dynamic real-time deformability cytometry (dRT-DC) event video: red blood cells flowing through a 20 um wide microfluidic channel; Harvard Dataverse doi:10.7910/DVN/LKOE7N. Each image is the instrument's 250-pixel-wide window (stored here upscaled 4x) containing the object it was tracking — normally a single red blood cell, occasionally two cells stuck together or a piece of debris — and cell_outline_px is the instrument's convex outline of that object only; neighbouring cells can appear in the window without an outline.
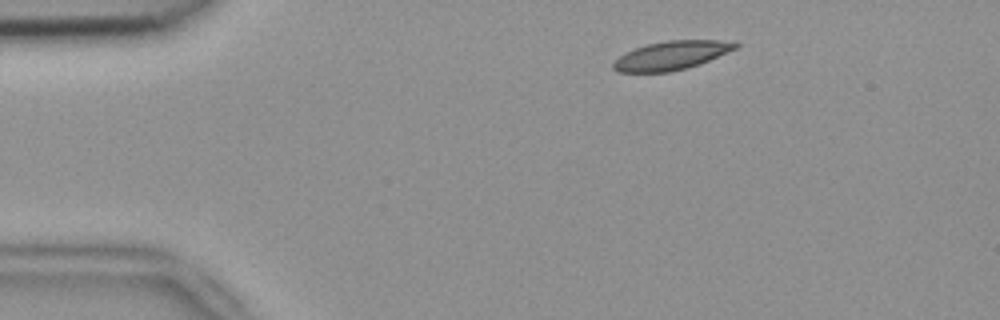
{"species": "common noctule bat (a hibernating species)", "species_latin": "Nyctalus noctula", "temperature_condition": "room temperature", "stored_images_in_passage": 46, "camera_frame_rate_fps": 3000, "um_per_image_px": 0.085, "animal": {"sex": "female", "body_mass_g": 18.4}, "frame": {"image": 1, "passage_image": 2, "time_ms": 0.333, "image_size_px": [1000, 320], "cell_outline_px": [[740, 44], [736, 48], [708, 60], [684, 68], [668, 72], [620, 72], [612, 68], [612, 64], [620, 56], [636, 48], [648, 44], [668, 40], [716, 40]], "centroid_in_image_um": [57.02, 4.71], "position_along_channel_um": 28.0, "area_um2": 19.77}}
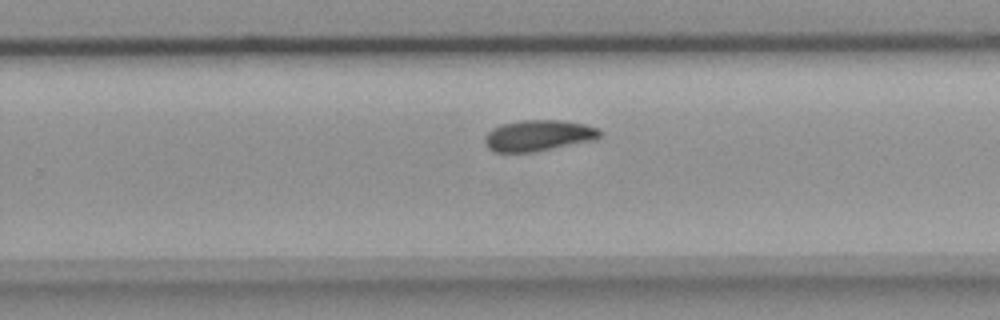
{"frame": {"image": 2, "passage_image": 27, "time_ms": 8.667, "image_size_px": [1000, 320], "cell_outline_px": [[600, 136], [596, 140], [532, 152], [492, 152], [484, 144], [484, 136], [492, 128], [500, 124], [520, 120], [560, 120], [584, 124], [596, 128], [600, 132]], "centroid_in_image_um": [45.71, 11.52], "position_along_channel_um": 284.1, "area_um2": 20.92}}
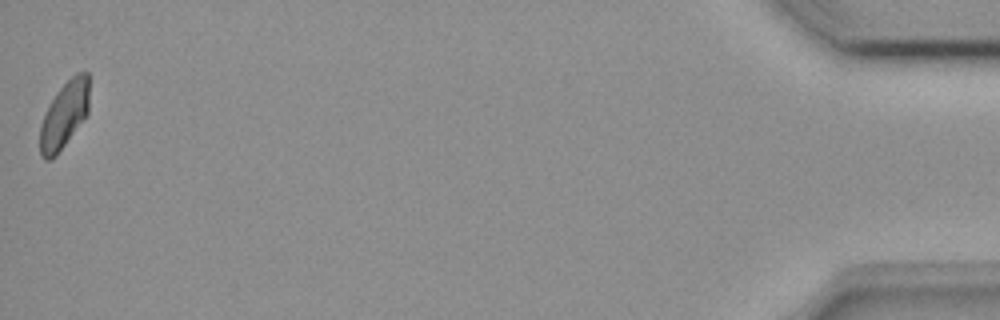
{"frame": {"image": 3, "passage_image": 46, "time_ms": 15.0, "image_size_px": [1000, 320], "cell_outline_px": [[88, 112], [56, 156], [48, 160], [44, 160], [40, 156], [40, 128], [44, 112], [56, 92], [76, 72], [88, 72]], "centroid_in_image_um": [5.43, 9.77], "position_along_channel_um": 429.8, "area_um2": 18.9}}